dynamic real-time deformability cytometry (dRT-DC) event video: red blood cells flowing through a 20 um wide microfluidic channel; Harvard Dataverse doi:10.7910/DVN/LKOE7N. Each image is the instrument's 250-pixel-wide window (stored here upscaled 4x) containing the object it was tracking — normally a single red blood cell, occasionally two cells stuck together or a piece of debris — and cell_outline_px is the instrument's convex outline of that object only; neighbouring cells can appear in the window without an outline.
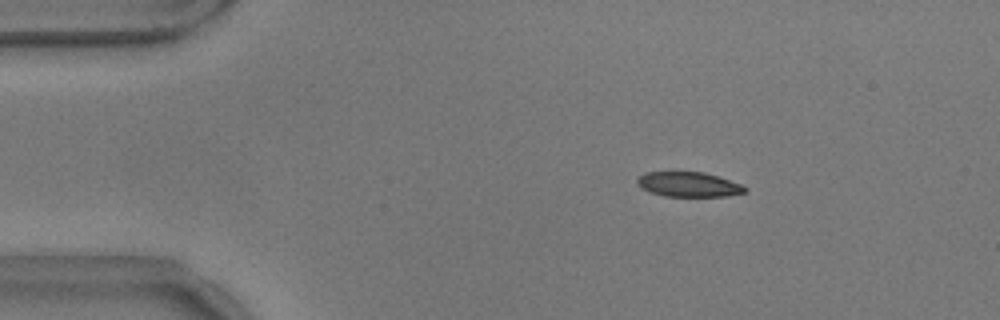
{"species": "common noctule bat (a hibernating species)", "species_latin": "Nyctalus noctula", "temperature_condition": "warm", "stored_images_in_passage": 14, "camera_frame_rate_fps": 3000, "um_per_image_px": 0.085, "animal": {"sex": "male", "body_mass_g": 17.9}, "frame": {"image": 1, "passage_image": 5, "time_ms": 1.333, "image_size_px": [1000, 320], "cell_outline_px": [[748, 192], [728, 196], [664, 196], [648, 192], [636, 184], [636, 180], [644, 172], [704, 172], [740, 184], [748, 188]], "centroid_in_image_um": [58.51, 15.68], "position_along_channel_um": 26.5, "area_um2": 15.61}}